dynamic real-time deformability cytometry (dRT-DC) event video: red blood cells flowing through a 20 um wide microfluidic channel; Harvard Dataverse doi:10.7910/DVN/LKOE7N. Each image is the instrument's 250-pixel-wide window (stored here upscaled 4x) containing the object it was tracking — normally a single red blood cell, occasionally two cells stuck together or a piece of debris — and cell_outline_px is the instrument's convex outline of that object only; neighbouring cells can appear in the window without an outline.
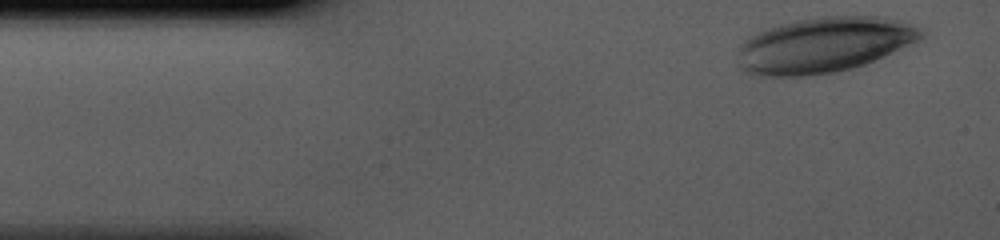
{"species": "human", "species_latin": "Homo sapiens", "temperature_condition": "cold", "stored_images_in_passage": 35, "camera_frame_rate_fps": 3000, "um_per_image_px": 0.085, "donor": {"sex": "male"}, "frame": {"image": 1, "passage_image": 1, "time_ms": 0.0, "image_size_px": [1000, 240], "cell_outline_px": [[924, 36], [920, 40], [884, 56], [864, 64], [852, 68], [836, 72], [804, 76], [752, 76], [744, 72], [736, 64], [740, 44], [744, 40], [756, 32], [764, 28], [796, 20], [824, 16], [880, 16], [904, 20], [920, 28]], "centroid_in_image_um": [69.99, 3.82], "position_along_channel_um": 15.0, "area_um2": 59.82}}
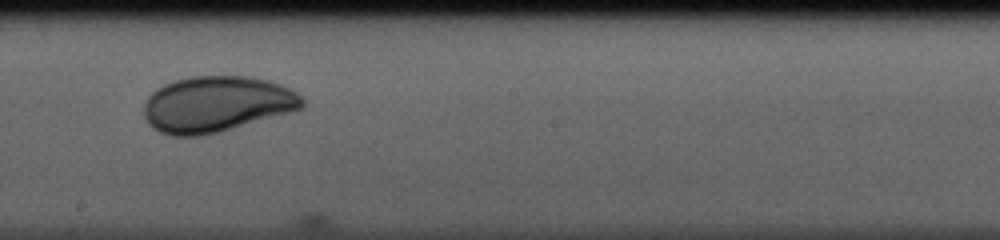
{"frame": {"image": 2, "passage_image": 21, "time_ms": 6.667, "image_size_px": [1000, 240], "cell_outline_px": [[304, 104], [300, 108], [288, 112], [220, 132], [200, 136], [172, 136], [160, 132], [152, 128], [148, 124], [144, 116], [144, 100], [156, 88], [172, 80], [188, 76], [252, 76], [268, 80], [292, 88], [304, 100]], "centroid_in_image_um": [18.36, 8.84], "position_along_channel_um": 229.8, "area_um2": 51.9}}
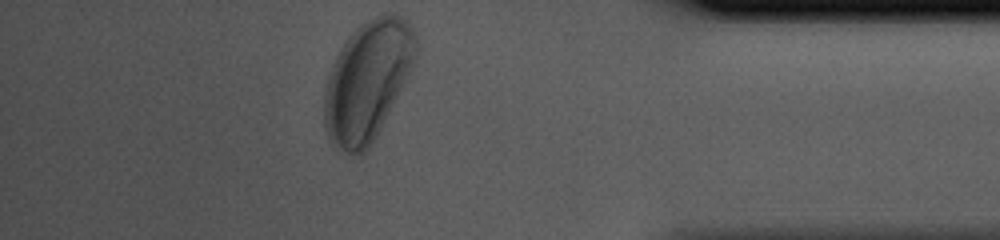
{"frame": {"image": 3, "passage_image": 35, "time_ms": 11.333, "image_size_px": [1000, 240], "cell_outline_px": [[420, 48], [376, 136], [368, 148], [360, 156], [356, 156], [344, 152], [336, 148], [328, 140], [324, 128], [324, 92], [328, 76], [332, 64], [340, 48], [352, 32], [356, 28], [376, 16], [384, 12], [396, 12], [404, 16], [408, 20], [416, 36]], "centroid_in_image_um": [31.22, 6.84], "position_along_channel_um": 404.0, "area_um2": 63.75}}